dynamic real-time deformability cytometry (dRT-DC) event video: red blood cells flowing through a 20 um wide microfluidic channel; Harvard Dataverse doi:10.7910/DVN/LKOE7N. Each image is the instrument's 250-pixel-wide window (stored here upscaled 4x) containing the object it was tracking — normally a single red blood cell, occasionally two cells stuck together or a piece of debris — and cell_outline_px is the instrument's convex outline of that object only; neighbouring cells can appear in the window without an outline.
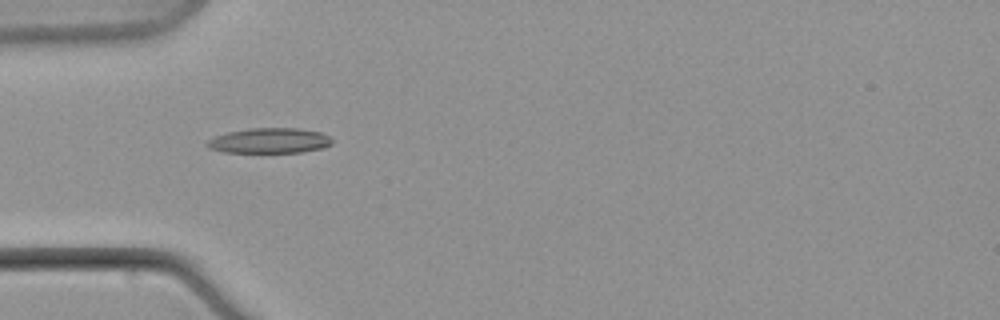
{"species": "common noctule bat (a hibernating species)", "species_latin": "Nyctalus noctula", "temperature_condition": "warm", "stored_images_in_passage": 7, "camera_frame_rate_fps": 3000, "um_per_image_px": 0.085, "animal": {"sex": "male", "body_mass_g": 21.5, "forearm_length_mm": 52.0}, "frame": {"image": 1, "passage_image": 6, "time_ms": 6.333, "image_size_px": [1000, 320], "cell_outline_px": [[332, 144], [324, 148], [300, 152], [224, 152], [208, 148], [204, 144], [208, 140], [216, 136], [228, 132], [248, 128], [300, 128], [320, 132], [328, 136], [332, 140]], "centroid_in_image_um": [22.9, 11.95], "position_along_channel_um": 62.1, "area_um2": 18.38}}